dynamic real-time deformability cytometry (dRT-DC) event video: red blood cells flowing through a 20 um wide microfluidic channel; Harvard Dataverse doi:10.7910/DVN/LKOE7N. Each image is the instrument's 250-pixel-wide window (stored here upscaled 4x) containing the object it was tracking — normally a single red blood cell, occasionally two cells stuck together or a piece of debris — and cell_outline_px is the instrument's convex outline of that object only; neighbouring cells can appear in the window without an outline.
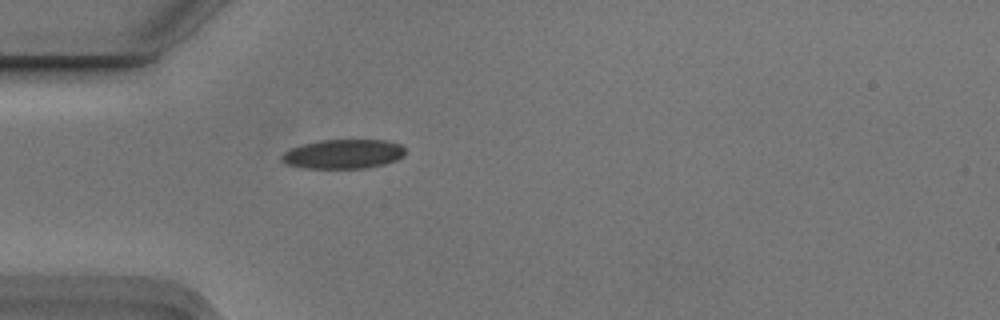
{"species": "Egyptian fruit bat (a non-hibernating species)", "species_latin": "Rousettus aegyptiacus", "temperature_condition": "cold", "stored_images_in_passage": 1, "camera_frame_rate_fps": 3000, "um_per_image_px": 0.085, "animal": {"sex": "male"}, "frame": {"image": 1, "passage_image": 1, "time_ms": 0.0, "image_size_px": [1000, 320], "cell_outline_px": [[404, 156], [396, 160], [384, 164], [364, 168], [304, 168], [288, 164], [280, 160], [280, 156], [284, 152], [292, 148], [304, 144], [320, 140], [384, 140], [400, 144], [404, 148]], "centroid_in_image_um": [29.18, 13.09], "position_along_channel_um": 55.8, "area_um2": 20.98}}